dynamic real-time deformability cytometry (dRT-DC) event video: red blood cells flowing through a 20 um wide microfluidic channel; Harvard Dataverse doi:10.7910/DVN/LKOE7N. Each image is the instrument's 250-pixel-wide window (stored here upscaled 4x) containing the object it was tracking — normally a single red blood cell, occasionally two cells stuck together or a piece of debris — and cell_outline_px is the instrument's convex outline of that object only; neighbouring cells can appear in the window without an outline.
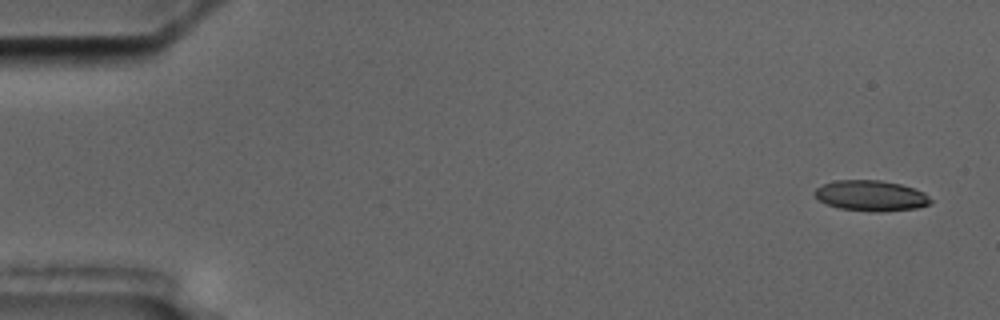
{"species": "common noctule bat (a hibernating species)", "species_latin": "Nyctalus noctula", "temperature_condition": "cold", "stored_images_in_passage": 9, "camera_frame_rate_fps": 3000, "um_per_image_px": 0.085, "animal": {"sex": "male", "body_mass_g": 17.5, "forearm_length_mm": 52.3}, "frame": {"image": 1, "passage_image": 1, "time_ms": 0.0, "image_size_px": [1000, 320], "cell_outline_px": [[932, 204], [916, 208], [884, 212], [872, 212], [840, 208], [828, 204], [820, 200], [812, 192], [816, 188], [824, 184], [836, 180], [880, 180], [900, 184], [924, 192], [932, 200]], "centroid_in_image_um": [74.05, 16.64], "position_along_channel_um": 10.9, "area_um2": 20.69}}
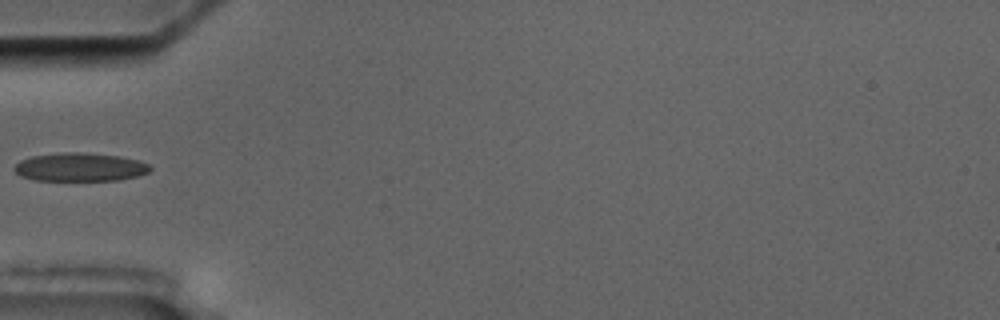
{"frame": {"image": 2, "passage_image": 6, "time_ms": 5.667, "image_size_px": [1000, 320], "cell_outline_px": [[152, 168], [148, 172], [136, 176], [120, 180], [36, 180], [20, 176], [12, 168], [20, 160], [32, 156], [60, 152], [84, 152], [120, 156], [140, 160], [148, 164]], "centroid_in_image_um": [6.8, 14.19], "position_along_channel_um": 78.2, "area_um2": 22.6}}
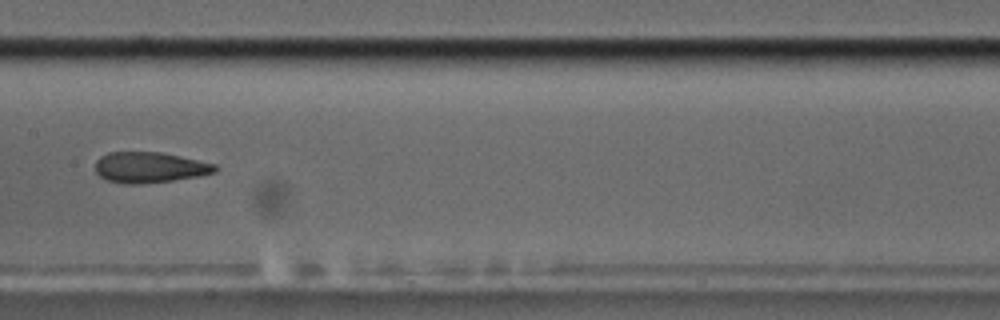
{"frame": {"image": 3, "passage_image": 9, "time_ms": 9.0, "image_size_px": [1000, 320], "cell_outline_px": [[216, 172], [200, 176], [172, 180], [140, 184], [124, 184], [108, 180], [100, 176], [96, 172], [96, 160], [100, 156], [108, 152], [160, 152], [180, 156], [216, 164]], "centroid_in_image_um": [12.71, 14.23], "position_along_channel_um": 194.7, "area_um2": 21.39}}